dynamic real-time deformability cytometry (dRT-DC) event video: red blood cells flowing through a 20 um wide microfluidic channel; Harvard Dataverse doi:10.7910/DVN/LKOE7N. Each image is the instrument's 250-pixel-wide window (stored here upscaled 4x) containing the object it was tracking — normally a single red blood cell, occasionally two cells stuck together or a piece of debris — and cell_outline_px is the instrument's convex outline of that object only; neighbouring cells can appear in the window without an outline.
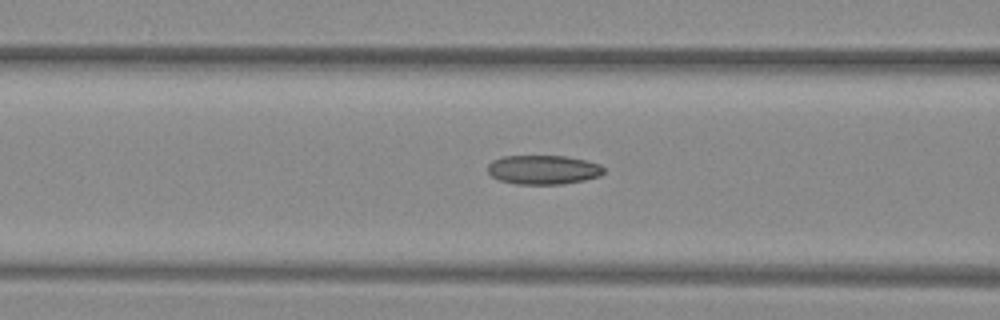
{"species": "common noctule bat (a hibernating species)", "species_latin": "Nyctalus noctula", "temperature_condition": "warm", "stored_images_in_passage": 43, "camera_frame_rate_fps": 3000, "um_per_image_px": 0.085, "animal": {"sex": "female", "body_mass_g": 29.2, "forearm_length_mm": 56.3}, "frame": {"image": 1, "passage_image": 22, "time_ms": 7.0, "image_size_px": [1000, 320], "cell_outline_px": [[604, 172], [600, 176], [584, 180], [564, 184], [516, 184], [500, 180], [492, 176], [488, 172], [488, 164], [492, 160], [500, 156], [564, 156], [584, 160], [600, 164], [604, 168]], "centroid_in_image_um": [46.17, 14.42], "position_along_channel_um": 120.4, "area_um2": 19.77}}
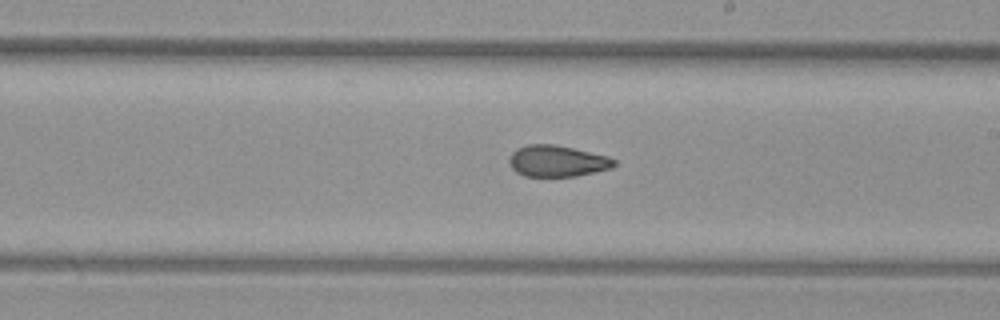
{"frame": {"image": 2, "passage_image": 31, "time_ms": 10.0, "image_size_px": [1000, 320], "cell_outline_px": [[616, 164], [612, 168], [596, 172], [576, 176], [524, 176], [516, 172], [512, 168], [508, 160], [512, 152], [516, 148], [528, 144], [556, 144], [608, 156], [616, 160]], "centroid_in_image_um": [47.36, 13.68], "position_along_channel_um": 241.6, "area_um2": 19.31}}
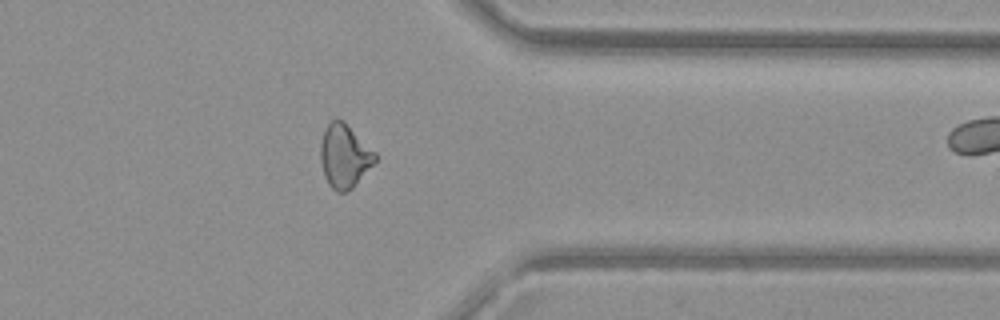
{"frame": {"image": 3, "passage_image": 42, "time_ms": 13.667, "image_size_px": [1000, 320], "cell_outline_px": [[376, 160], [352, 188], [344, 192], [336, 192], [328, 184], [324, 176], [320, 160], [320, 144], [324, 128], [332, 120], [344, 120], [376, 152]], "centroid_in_image_um": [29.26, 13.25], "position_along_channel_um": 382.1, "area_um2": 20.23}}